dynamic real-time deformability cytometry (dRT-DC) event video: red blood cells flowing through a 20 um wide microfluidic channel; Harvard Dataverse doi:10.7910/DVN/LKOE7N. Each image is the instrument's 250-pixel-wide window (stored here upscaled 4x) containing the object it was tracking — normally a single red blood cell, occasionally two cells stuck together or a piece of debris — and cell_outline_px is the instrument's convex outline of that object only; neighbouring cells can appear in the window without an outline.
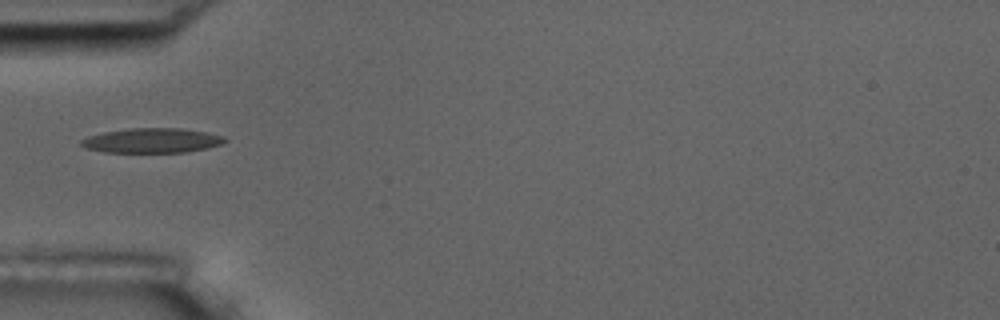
{"species": "common noctule bat (a hibernating species)", "species_latin": "Nyctalus noctula", "temperature_condition": "room temperature", "stored_images_in_passage": 21, "camera_frame_rate_fps": 3000, "um_per_image_px": 0.085, "animal": {"sex": "male", "body_mass_g": 17.5, "forearm_length_mm": 52.3}, "frame": {"image": 1, "passage_image": 1, "time_ms": 0.0, "image_size_px": [1000, 320], "cell_outline_px": [[228, 140], [220, 144], [204, 148], [184, 152], [104, 152], [88, 148], [80, 144], [80, 140], [88, 136], [104, 132], [128, 128], [180, 128], [204, 132], [224, 136]], "centroid_in_image_um": [12.89, 11.94], "position_along_channel_um": 72.1, "area_um2": 20.4}}